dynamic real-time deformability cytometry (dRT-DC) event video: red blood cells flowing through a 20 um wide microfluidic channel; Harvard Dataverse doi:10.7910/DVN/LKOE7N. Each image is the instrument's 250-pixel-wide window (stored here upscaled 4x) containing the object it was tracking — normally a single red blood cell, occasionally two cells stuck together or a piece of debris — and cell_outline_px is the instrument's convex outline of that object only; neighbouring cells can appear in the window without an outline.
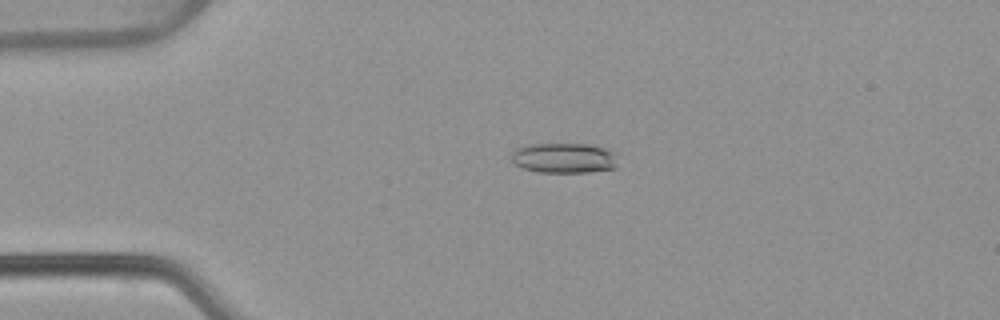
{"species": "common noctule bat (a hibernating species)", "species_latin": "Nyctalus noctula", "temperature_condition": "warm", "stored_images_in_passage": 46, "camera_frame_rate_fps": 3000, "um_per_image_px": 0.085, "animal": {"sex": "female", "body_mass_g": 22.7, "forearm_length_mm": 54.2}, "frame": {"image": 1, "passage_image": 12, "time_ms": 3.667, "image_size_px": [1000, 320], "cell_outline_px": [[616, 168], [588, 172], [540, 172], [524, 168], [512, 164], [512, 152], [516, 148], [528, 144], [588, 144], [604, 148], [616, 152]], "centroid_in_image_um": [47.94, 13.43], "position_along_channel_um": 37.1, "area_um2": 18.79}}
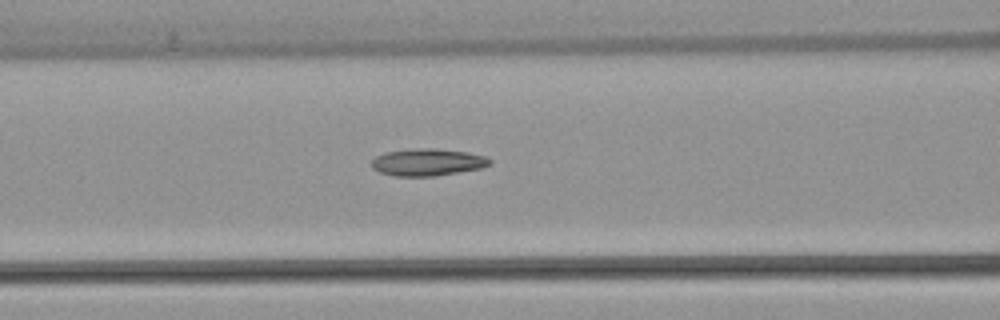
{"frame": {"image": 2, "passage_image": 22, "time_ms": 7.0, "image_size_px": [1000, 320], "cell_outline_px": [[492, 164], [480, 168], [436, 176], [396, 176], [380, 172], [372, 168], [372, 160], [376, 156], [384, 152], [420, 148], [436, 148], [468, 152], [488, 156], [492, 160]], "centroid_in_image_um": [36.38, 13.78], "position_along_channel_um": 130.2, "area_um2": 18.79}}
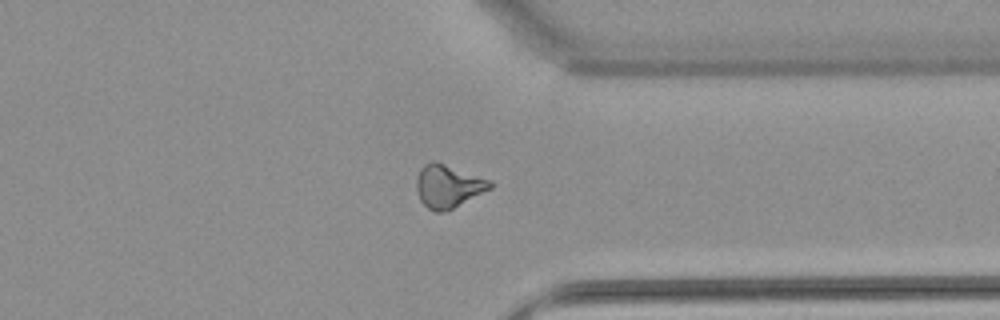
{"frame": {"image": 3, "passage_image": 41, "time_ms": 13.333, "image_size_px": [1000, 320], "cell_outline_px": [[492, 188], [444, 212], [432, 212], [420, 200], [416, 192], [416, 180], [420, 168], [424, 164], [432, 160], [436, 160], [492, 180]], "centroid_in_image_um": [38.07, 15.8], "position_along_channel_um": 373.3, "area_um2": 18.67}, "authors_computed_cell_mechanics": {"area_um2": 18.1203, "velocity_mm_per_s": 3.8854, "shape_relaxation_time_tau1_ms": null, "shape_relaxation_time_tau2_ms": 4.3485, "deformation_change_tau1": null, "deformation_change_tau2": 0.1432}}